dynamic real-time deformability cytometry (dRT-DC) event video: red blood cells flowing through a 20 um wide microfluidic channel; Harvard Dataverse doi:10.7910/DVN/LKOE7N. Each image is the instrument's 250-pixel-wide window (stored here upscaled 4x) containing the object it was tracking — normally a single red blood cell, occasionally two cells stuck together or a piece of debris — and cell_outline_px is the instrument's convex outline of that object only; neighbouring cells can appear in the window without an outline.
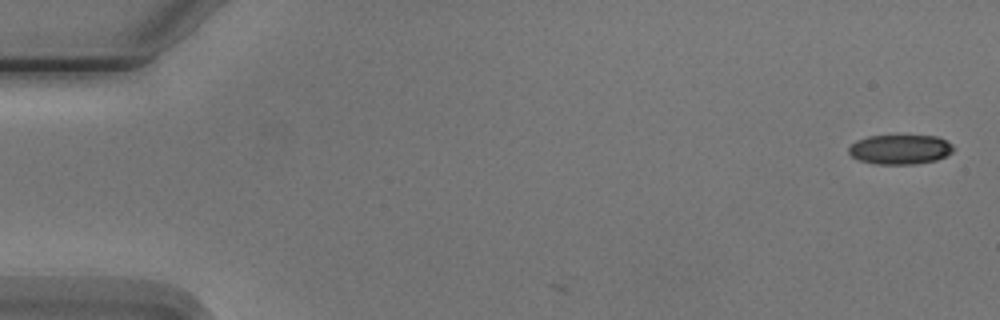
{"species": "Egyptian fruit bat (a non-hibernating species)", "species_latin": "Rousettus aegyptiacus", "temperature_condition": "cold", "stored_images_in_passage": 3, "camera_frame_rate_fps": 3000, "um_per_image_px": 0.085, "animal": {"sex": "male"}, "frame": {"image": 1, "passage_image": 1, "time_ms": 0.0, "image_size_px": [1000, 320], "cell_outline_px": [[952, 152], [936, 160], [912, 164], [876, 164], [860, 160], [852, 156], [848, 152], [848, 148], [856, 140], [868, 136], [936, 136], [952, 144]], "centroid_in_image_um": [76.47, 12.7], "position_along_channel_um": 8.5, "area_um2": 17.8}}